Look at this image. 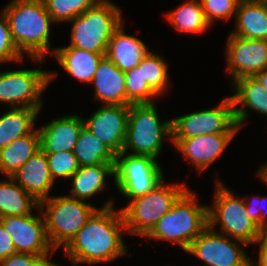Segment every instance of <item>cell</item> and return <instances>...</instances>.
<instances>
[{
  "label": "cell",
  "instance_id": "3957f363",
  "mask_svg": "<svg viewBox=\"0 0 267 266\" xmlns=\"http://www.w3.org/2000/svg\"><path fill=\"white\" fill-rule=\"evenodd\" d=\"M196 201V194L187 189L145 237L169 241L187 251L208 227V206Z\"/></svg>",
  "mask_w": 267,
  "mask_h": 266
},
{
  "label": "cell",
  "instance_id": "5bb4252c",
  "mask_svg": "<svg viewBox=\"0 0 267 266\" xmlns=\"http://www.w3.org/2000/svg\"><path fill=\"white\" fill-rule=\"evenodd\" d=\"M129 106L102 105L84 119V126L116 155L124 148Z\"/></svg>",
  "mask_w": 267,
  "mask_h": 266
},
{
  "label": "cell",
  "instance_id": "d4e9b609",
  "mask_svg": "<svg viewBox=\"0 0 267 266\" xmlns=\"http://www.w3.org/2000/svg\"><path fill=\"white\" fill-rule=\"evenodd\" d=\"M41 109L16 107L0 117V149L14 140L30 134Z\"/></svg>",
  "mask_w": 267,
  "mask_h": 266
},
{
  "label": "cell",
  "instance_id": "d590c367",
  "mask_svg": "<svg viewBox=\"0 0 267 266\" xmlns=\"http://www.w3.org/2000/svg\"><path fill=\"white\" fill-rule=\"evenodd\" d=\"M0 15V63H7L11 61L21 62L23 54L18 50L15 45L8 20L3 10Z\"/></svg>",
  "mask_w": 267,
  "mask_h": 266
},
{
  "label": "cell",
  "instance_id": "8fae6325",
  "mask_svg": "<svg viewBox=\"0 0 267 266\" xmlns=\"http://www.w3.org/2000/svg\"><path fill=\"white\" fill-rule=\"evenodd\" d=\"M243 245L246 244L208 226L186 252L205 262L203 266H246L252 259L247 257Z\"/></svg>",
  "mask_w": 267,
  "mask_h": 266
},
{
  "label": "cell",
  "instance_id": "83f0119b",
  "mask_svg": "<svg viewBox=\"0 0 267 266\" xmlns=\"http://www.w3.org/2000/svg\"><path fill=\"white\" fill-rule=\"evenodd\" d=\"M167 21L181 33L197 34L211 27L207 22L200 1L186 0L166 15Z\"/></svg>",
  "mask_w": 267,
  "mask_h": 266
},
{
  "label": "cell",
  "instance_id": "f546056e",
  "mask_svg": "<svg viewBox=\"0 0 267 266\" xmlns=\"http://www.w3.org/2000/svg\"><path fill=\"white\" fill-rule=\"evenodd\" d=\"M168 63L153 51L143 57L139 63L143 79L159 95L162 96L169 88Z\"/></svg>",
  "mask_w": 267,
  "mask_h": 266
},
{
  "label": "cell",
  "instance_id": "9c48e42d",
  "mask_svg": "<svg viewBox=\"0 0 267 266\" xmlns=\"http://www.w3.org/2000/svg\"><path fill=\"white\" fill-rule=\"evenodd\" d=\"M39 69H21L0 73V102L12 108L41 109V95L57 73Z\"/></svg>",
  "mask_w": 267,
  "mask_h": 266
},
{
  "label": "cell",
  "instance_id": "277c9868",
  "mask_svg": "<svg viewBox=\"0 0 267 266\" xmlns=\"http://www.w3.org/2000/svg\"><path fill=\"white\" fill-rule=\"evenodd\" d=\"M165 137L172 141V119L161 121L155 103L129 105L122 152L157 159L162 152Z\"/></svg>",
  "mask_w": 267,
  "mask_h": 266
},
{
  "label": "cell",
  "instance_id": "484cf974",
  "mask_svg": "<svg viewBox=\"0 0 267 266\" xmlns=\"http://www.w3.org/2000/svg\"><path fill=\"white\" fill-rule=\"evenodd\" d=\"M6 178L0 180V218L33 214L32 208H39V202L11 177Z\"/></svg>",
  "mask_w": 267,
  "mask_h": 266
},
{
  "label": "cell",
  "instance_id": "e575fe53",
  "mask_svg": "<svg viewBox=\"0 0 267 266\" xmlns=\"http://www.w3.org/2000/svg\"><path fill=\"white\" fill-rule=\"evenodd\" d=\"M207 22L227 21L237 12L240 0H199Z\"/></svg>",
  "mask_w": 267,
  "mask_h": 266
},
{
  "label": "cell",
  "instance_id": "7a4b0ae2",
  "mask_svg": "<svg viewBox=\"0 0 267 266\" xmlns=\"http://www.w3.org/2000/svg\"><path fill=\"white\" fill-rule=\"evenodd\" d=\"M3 12L18 50L41 64L51 51L50 25L55 24L43 0H12Z\"/></svg>",
  "mask_w": 267,
  "mask_h": 266
},
{
  "label": "cell",
  "instance_id": "b9f144b4",
  "mask_svg": "<svg viewBox=\"0 0 267 266\" xmlns=\"http://www.w3.org/2000/svg\"><path fill=\"white\" fill-rule=\"evenodd\" d=\"M255 175L259 176L261 181L267 185V163L259 167V171H257Z\"/></svg>",
  "mask_w": 267,
  "mask_h": 266
},
{
  "label": "cell",
  "instance_id": "1f68e13d",
  "mask_svg": "<svg viewBox=\"0 0 267 266\" xmlns=\"http://www.w3.org/2000/svg\"><path fill=\"white\" fill-rule=\"evenodd\" d=\"M99 0H43L54 23L70 22L93 7Z\"/></svg>",
  "mask_w": 267,
  "mask_h": 266
},
{
  "label": "cell",
  "instance_id": "f35d334b",
  "mask_svg": "<svg viewBox=\"0 0 267 266\" xmlns=\"http://www.w3.org/2000/svg\"><path fill=\"white\" fill-rule=\"evenodd\" d=\"M17 250L13 244L11 236L6 232L4 226L0 223V262L12 254H16Z\"/></svg>",
  "mask_w": 267,
  "mask_h": 266
},
{
  "label": "cell",
  "instance_id": "ac0fdd59",
  "mask_svg": "<svg viewBox=\"0 0 267 266\" xmlns=\"http://www.w3.org/2000/svg\"><path fill=\"white\" fill-rule=\"evenodd\" d=\"M91 84L95 87V99L104 105L126 106L125 75L107 56L97 67Z\"/></svg>",
  "mask_w": 267,
  "mask_h": 266
},
{
  "label": "cell",
  "instance_id": "60d3db41",
  "mask_svg": "<svg viewBox=\"0 0 267 266\" xmlns=\"http://www.w3.org/2000/svg\"><path fill=\"white\" fill-rule=\"evenodd\" d=\"M254 77L261 85L267 88V68H265L262 72L256 73Z\"/></svg>",
  "mask_w": 267,
  "mask_h": 266
},
{
  "label": "cell",
  "instance_id": "7bdbcfd3",
  "mask_svg": "<svg viewBox=\"0 0 267 266\" xmlns=\"http://www.w3.org/2000/svg\"><path fill=\"white\" fill-rule=\"evenodd\" d=\"M246 266H254L252 260Z\"/></svg>",
  "mask_w": 267,
  "mask_h": 266
},
{
  "label": "cell",
  "instance_id": "30bf717a",
  "mask_svg": "<svg viewBox=\"0 0 267 266\" xmlns=\"http://www.w3.org/2000/svg\"><path fill=\"white\" fill-rule=\"evenodd\" d=\"M231 95L216 108L196 111L172 119V139L209 134H236L239 131Z\"/></svg>",
  "mask_w": 267,
  "mask_h": 266
},
{
  "label": "cell",
  "instance_id": "d6a6232c",
  "mask_svg": "<svg viewBox=\"0 0 267 266\" xmlns=\"http://www.w3.org/2000/svg\"><path fill=\"white\" fill-rule=\"evenodd\" d=\"M164 176L114 177V184L118 191L126 198L145 195L156 188Z\"/></svg>",
  "mask_w": 267,
  "mask_h": 266
},
{
  "label": "cell",
  "instance_id": "2e32d148",
  "mask_svg": "<svg viewBox=\"0 0 267 266\" xmlns=\"http://www.w3.org/2000/svg\"><path fill=\"white\" fill-rule=\"evenodd\" d=\"M84 119L70 114L54 119L39 131V145L44 153H57L74 150Z\"/></svg>",
  "mask_w": 267,
  "mask_h": 266
},
{
  "label": "cell",
  "instance_id": "52a82bcc",
  "mask_svg": "<svg viewBox=\"0 0 267 266\" xmlns=\"http://www.w3.org/2000/svg\"><path fill=\"white\" fill-rule=\"evenodd\" d=\"M213 205L208 206V226L221 225L218 232L231 239L255 244L262 228L252 220L245 208V197H235L232 191L217 180Z\"/></svg>",
  "mask_w": 267,
  "mask_h": 266
},
{
  "label": "cell",
  "instance_id": "836d02e7",
  "mask_svg": "<svg viewBox=\"0 0 267 266\" xmlns=\"http://www.w3.org/2000/svg\"><path fill=\"white\" fill-rule=\"evenodd\" d=\"M49 171L52 179L56 177L70 179L80 168L77 158L72 151L46 153Z\"/></svg>",
  "mask_w": 267,
  "mask_h": 266
},
{
  "label": "cell",
  "instance_id": "603a6c76",
  "mask_svg": "<svg viewBox=\"0 0 267 266\" xmlns=\"http://www.w3.org/2000/svg\"><path fill=\"white\" fill-rule=\"evenodd\" d=\"M115 164H98L94 166H82L78 171L70 178L72 182V188L70 194H66L69 197L79 200H86L93 195L104 190L106 185V177L115 176L114 174Z\"/></svg>",
  "mask_w": 267,
  "mask_h": 266
},
{
  "label": "cell",
  "instance_id": "8d00e7d4",
  "mask_svg": "<svg viewBox=\"0 0 267 266\" xmlns=\"http://www.w3.org/2000/svg\"><path fill=\"white\" fill-rule=\"evenodd\" d=\"M0 266H61L49 260L48 257L28 253H16L0 262Z\"/></svg>",
  "mask_w": 267,
  "mask_h": 266
},
{
  "label": "cell",
  "instance_id": "9a60e30c",
  "mask_svg": "<svg viewBox=\"0 0 267 266\" xmlns=\"http://www.w3.org/2000/svg\"><path fill=\"white\" fill-rule=\"evenodd\" d=\"M236 134H209L186 139H172L174 147L196 166L198 173L208 168L228 147Z\"/></svg>",
  "mask_w": 267,
  "mask_h": 266
},
{
  "label": "cell",
  "instance_id": "d6986e66",
  "mask_svg": "<svg viewBox=\"0 0 267 266\" xmlns=\"http://www.w3.org/2000/svg\"><path fill=\"white\" fill-rule=\"evenodd\" d=\"M234 94L231 96L234 104V116L239 128L249 117L248 110L267 116V88L261 85L254 76L241 77L231 84ZM241 107H236L240 105Z\"/></svg>",
  "mask_w": 267,
  "mask_h": 266
},
{
  "label": "cell",
  "instance_id": "6da1fadb",
  "mask_svg": "<svg viewBox=\"0 0 267 266\" xmlns=\"http://www.w3.org/2000/svg\"><path fill=\"white\" fill-rule=\"evenodd\" d=\"M113 201L110 199L102 208H98L63 248L73 266L110 263L127 254L122 237V233L126 232L124 218L121 210H114Z\"/></svg>",
  "mask_w": 267,
  "mask_h": 266
},
{
  "label": "cell",
  "instance_id": "4dcf8cb0",
  "mask_svg": "<svg viewBox=\"0 0 267 266\" xmlns=\"http://www.w3.org/2000/svg\"><path fill=\"white\" fill-rule=\"evenodd\" d=\"M126 106L131 104L154 103L153 98L160 97L143 79L139 64L125 71Z\"/></svg>",
  "mask_w": 267,
  "mask_h": 266
},
{
  "label": "cell",
  "instance_id": "ffe728a7",
  "mask_svg": "<svg viewBox=\"0 0 267 266\" xmlns=\"http://www.w3.org/2000/svg\"><path fill=\"white\" fill-rule=\"evenodd\" d=\"M230 34L248 39L267 40V0H240Z\"/></svg>",
  "mask_w": 267,
  "mask_h": 266
},
{
  "label": "cell",
  "instance_id": "e0dca14e",
  "mask_svg": "<svg viewBox=\"0 0 267 266\" xmlns=\"http://www.w3.org/2000/svg\"><path fill=\"white\" fill-rule=\"evenodd\" d=\"M11 178L38 202L49 198L54 180L51 177L46 153L39 149Z\"/></svg>",
  "mask_w": 267,
  "mask_h": 266
},
{
  "label": "cell",
  "instance_id": "4fadbf2b",
  "mask_svg": "<svg viewBox=\"0 0 267 266\" xmlns=\"http://www.w3.org/2000/svg\"><path fill=\"white\" fill-rule=\"evenodd\" d=\"M227 71L231 83L241 77L254 76L267 68V40L248 39L230 34L226 40Z\"/></svg>",
  "mask_w": 267,
  "mask_h": 266
},
{
  "label": "cell",
  "instance_id": "44dd1931",
  "mask_svg": "<svg viewBox=\"0 0 267 266\" xmlns=\"http://www.w3.org/2000/svg\"><path fill=\"white\" fill-rule=\"evenodd\" d=\"M148 51L149 49L141 39L125 34L122 23L109 41L106 56L125 72L137 66Z\"/></svg>",
  "mask_w": 267,
  "mask_h": 266
},
{
  "label": "cell",
  "instance_id": "f1b7e54d",
  "mask_svg": "<svg viewBox=\"0 0 267 266\" xmlns=\"http://www.w3.org/2000/svg\"><path fill=\"white\" fill-rule=\"evenodd\" d=\"M163 173L160 164L151 156L124 152L116 155L114 177L163 176Z\"/></svg>",
  "mask_w": 267,
  "mask_h": 266
},
{
  "label": "cell",
  "instance_id": "74e56055",
  "mask_svg": "<svg viewBox=\"0 0 267 266\" xmlns=\"http://www.w3.org/2000/svg\"><path fill=\"white\" fill-rule=\"evenodd\" d=\"M250 201H245V208L248 216L254 220L262 229L267 228V212H264L265 205L267 204V196H253ZM255 200V201H254ZM249 202V203H248ZM263 204V205H262ZM261 207H260V206ZM264 207V208H263ZM267 211V209H266Z\"/></svg>",
  "mask_w": 267,
  "mask_h": 266
},
{
  "label": "cell",
  "instance_id": "ba28073f",
  "mask_svg": "<svg viewBox=\"0 0 267 266\" xmlns=\"http://www.w3.org/2000/svg\"><path fill=\"white\" fill-rule=\"evenodd\" d=\"M187 189L184 183L168 185L163 180L147 194L130 199L129 204L120 209L126 232L145 237Z\"/></svg>",
  "mask_w": 267,
  "mask_h": 266
},
{
  "label": "cell",
  "instance_id": "7c38bea8",
  "mask_svg": "<svg viewBox=\"0 0 267 266\" xmlns=\"http://www.w3.org/2000/svg\"><path fill=\"white\" fill-rule=\"evenodd\" d=\"M43 214L24 216H6L0 218V223L11 236L17 253H28L49 257L54 253L46 233ZM49 255V256H48Z\"/></svg>",
  "mask_w": 267,
  "mask_h": 266
},
{
  "label": "cell",
  "instance_id": "5b68a950",
  "mask_svg": "<svg viewBox=\"0 0 267 266\" xmlns=\"http://www.w3.org/2000/svg\"><path fill=\"white\" fill-rule=\"evenodd\" d=\"M70 22L69 46L99 54L107 53L114 31L124 23L122 11L109 0H99Z\"/></svg>",
  "mask_w": 267,
  "mask_h": 266
},
{
  "label": "cell",
  "instance_id": "4316f807",
  "mask_svg": "<svg viewBox=\"0 0 267 266\" xmlns=\"http://www.w3.org/2000/svg\"><path fill=\"white\" fill-rule=\"evenodd\" d=\"M73 153L80 167L116 163V154L85 126L81 129Z\"/></svg>",
  "mask_w": 267,
  "mask_h": 266
},
{
  "label": "cell",
  "instance_id": "ab89813d",
  "mask_svg": "<svg viewBox=\"0 0 267 266\" xmlns=\"http://www.w3.org/2000/svg\"><path fill=\"white\" fill-rule=\"evenodd\" d=\"M255 243L260 244V249L258 254V261H252L253 265L267 266V228L262 229V232L260 233V236Z\"/></svg>",
  "mask_w": 267,
  "mask_h": 266
},
{
  "label": "cell",
  "instance_id": "7402d4cb",
  "mask_svg": "<svg viewBox=\"0 0 267 266\" xmlns=\"http://www.w3.org/2000/svg\"><path fill=\"white\" fill-rule=\"evenodd\" d=\"M60 66L80 82L91 83L100 60L106 54L93 53L71 46H62L53 50Z\"/></svg>",
  "mask_w": 267,
  "mask_h": 266
},
{
  "label": "cell",
  "instance_id": "8992f818",
  "mask_svg": "<svg viewBox=\"0 0 267 266\" xmlns=\"http://www.w3.org/2000/svg\"><path fill=\"white\" fill-rule=\"evenodd\" d=\"M45 207V210H44ZM51 246L63 248L98 209L90 202L65 196H50L39 202Z\"/></svg>",
  "mask_w": 267,
  "mask_h": 266
},
{
  "label": "cell",
  "instance_id": "cb8c5ba5",
  "mask_svg": "<svg viewBox=\"0 0 267 266\" xmlns=\"http://www.w3.org/2000/svg\"><path fill=\"white\" fill-rule=\"evenodd\" d=\"M39 149L38 129H34L30 134L14 140L0 149V173L6 177H11Z\"/></svg>",
  "mask_w": 267,
  "mask_h": 266
}]
</instances>
